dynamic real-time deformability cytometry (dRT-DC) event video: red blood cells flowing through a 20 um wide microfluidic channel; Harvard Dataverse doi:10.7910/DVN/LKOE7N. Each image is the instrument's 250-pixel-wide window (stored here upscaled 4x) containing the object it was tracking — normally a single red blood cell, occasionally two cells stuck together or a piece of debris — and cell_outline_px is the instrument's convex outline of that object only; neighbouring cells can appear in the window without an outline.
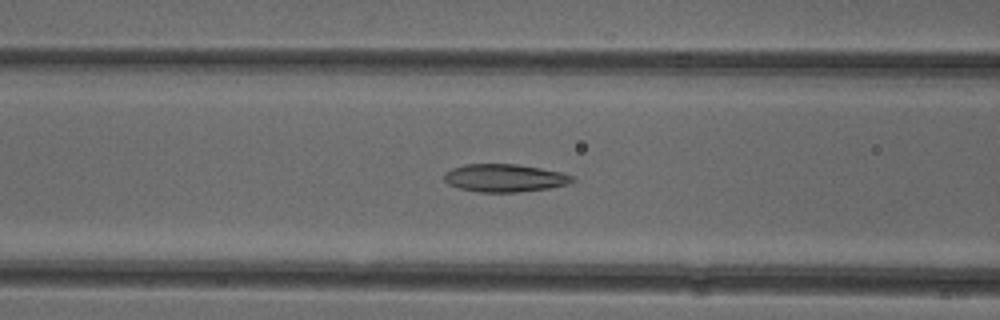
{"species": "common noctule bat (a hibernating species)", "species_latin": "Nyctalus noctula", "temperature_condition": "cold", "stored_images_in_passage": 39, "camera_frame_rate_fps": 3000, "um_per_image_px": 0.085, "animal": {"sex": "female"}, "frame": {"image": 1, "passage_image": 8, "time_ms": 2.333, "image_size_px": [1000, 320], "cell_outline_px": [[576, 180], [568, 184], [548, 188], [516, 192], [480, 192], [460, 188], [448, 184], [444, 180], [444, 172], [452, 168], [464, 164], [516, 164], [540, 168], [560, 172], [572, 176]], "centroid_in_image_um": [42.87, 15.12], "position_along_channel_um": 123.7, "area_um2": 20.69}}
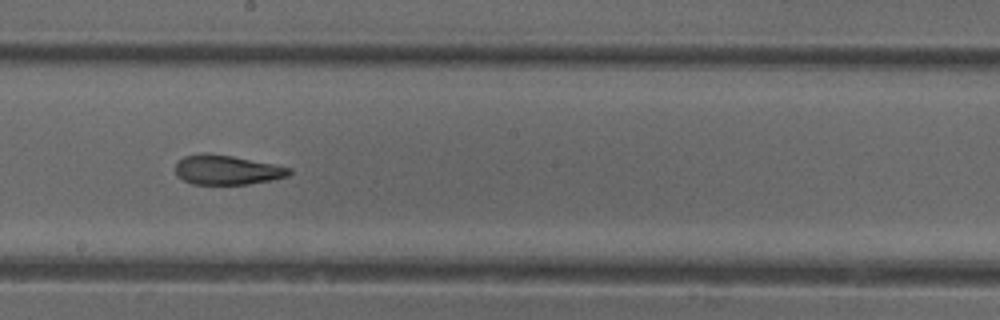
{"frame": {"image": 2, "passage_image": 16, "time_ms": 5.0, "image_size_px": [1000, 320], "cell_outline_px": [[292, 172], [288, 176], [272, 180], [248, 184], [192, 184], [176, 176], [176, 164], [184, 156], [200, 152], [208, 152], [232, 156], [292, 168]], "centroid_in_image_um": [19.27, 14.43], "position_along_channel_um": 228.9, "area_um2": 19.65}}
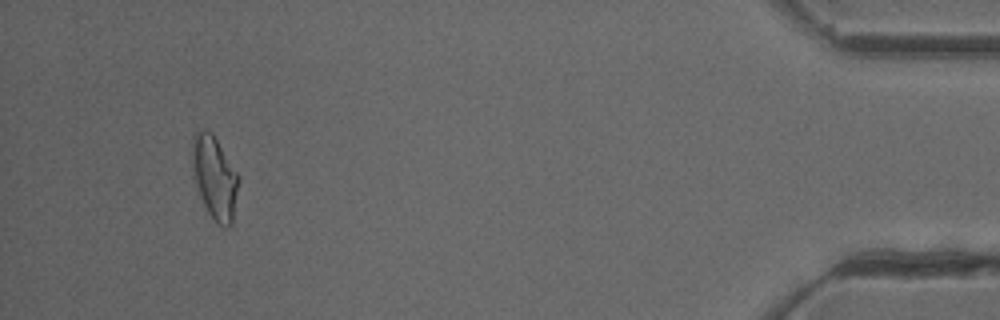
{"frame": {"image": 3, "passage_image": 36, "time_ms": 11.667, "image_size_px": [1000, 320], "cell_outline_px": [[240, 180], [232, 224], [224, 228], [216, 224], [208, 212], [200, 196], [196, 184], [192, 160], [192, 136], [196, 132], [212, 132], [240, 176]], "centroid_in_image_um": [18.28, 15.13], "position_along_channel_um": 416.9, "area_um2": 22.37}, "authors_computed_cell_mechanics": {"area_um2": 20.808, "velocity_mm_per_s": 3.9379, "shape_relaxation_time_tau1_ms": 5.7784, "shape_relaxation_time_tau2_ms": 1.7494, "deformation_change_tau1": 0.1795, "deformation_change_tau2": 0.0917}}